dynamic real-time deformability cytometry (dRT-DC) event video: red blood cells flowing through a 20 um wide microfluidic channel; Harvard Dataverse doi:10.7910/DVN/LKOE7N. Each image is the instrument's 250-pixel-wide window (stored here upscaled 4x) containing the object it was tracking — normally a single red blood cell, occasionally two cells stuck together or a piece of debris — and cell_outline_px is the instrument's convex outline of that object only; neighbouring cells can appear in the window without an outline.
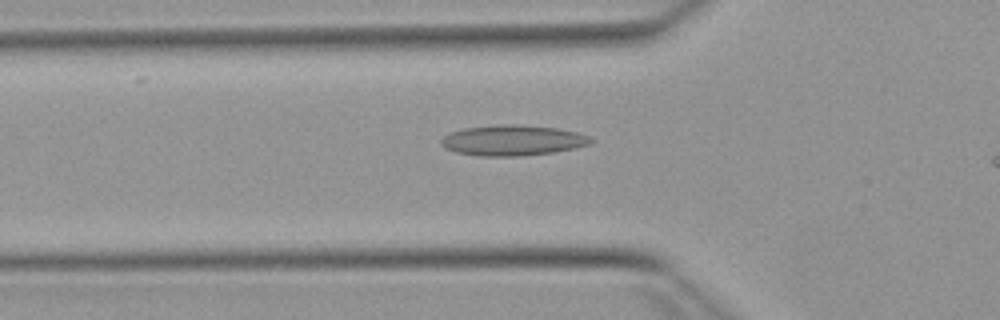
{"species": "Egyptian fruit bat (a non-hibernating species)", "species_latin": "Rousettus aegyptiacus", "temperature_condition": "warm", "stored_images_in_passage": 38, "camera_frame_rate_fps": 3000, "um_per_image_px": 0.085, "animal": {"sex": "female"}, "frame": {"image": 1, "passage_image": 11, "time_ms": 3.333, "image_size_px": [1000, 320], "cell_outline_px": [[596, 140], [592, 144], [552, 152], [520, 156], [480, 156], [456, 152], [440, 144], [440, 140], [444, 136], [452, 132], [464, 128], [496, 124], [516, 124], [556, 128], [576, 132], [588, 136]], "centroid_in_image_um": [43.58, 11.92], "position_along_channel_um": 82.2, "area_um2": 26.53}}
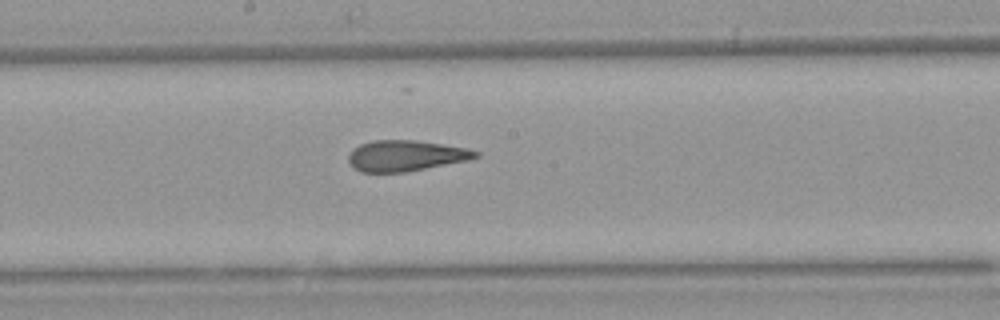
{"frame": {"image": 2, "passage_image": 21, "time_ms": 6.667, "image_size_px": [1000, 320], "cell_outline_px": [[480, 156], [468, 160], [404, 172], [360, 172], [352, 168], [348, 160], [348, 156], [352, 148], [360, 144], [372, 140], [416, 140], [468, 148], [480, 152]], "centroid_in_image_um": [34.46, 13.23], "position_along_channel_um": 213.7, "area_um2": 22.95}}
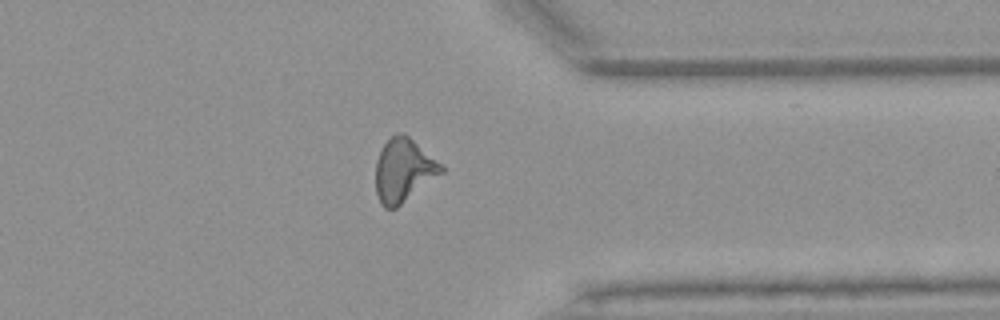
{"frame": {"image": 3, "passage_image": 34, "time_ms": 11.0, "image_size_px": [1000, 320], "cell_outline_px": [[444, 172], [396, 208], [384, 208], [380, 204], [376, 192], [376, 160], [384, 144], [392, 136], [400, 132], [404, 132], [440, 164], [444, 168]], "centroid_in_image_um": [34.28, 14.49], "position_along_channel_um": 377.1, "area_um2": 23.87}}